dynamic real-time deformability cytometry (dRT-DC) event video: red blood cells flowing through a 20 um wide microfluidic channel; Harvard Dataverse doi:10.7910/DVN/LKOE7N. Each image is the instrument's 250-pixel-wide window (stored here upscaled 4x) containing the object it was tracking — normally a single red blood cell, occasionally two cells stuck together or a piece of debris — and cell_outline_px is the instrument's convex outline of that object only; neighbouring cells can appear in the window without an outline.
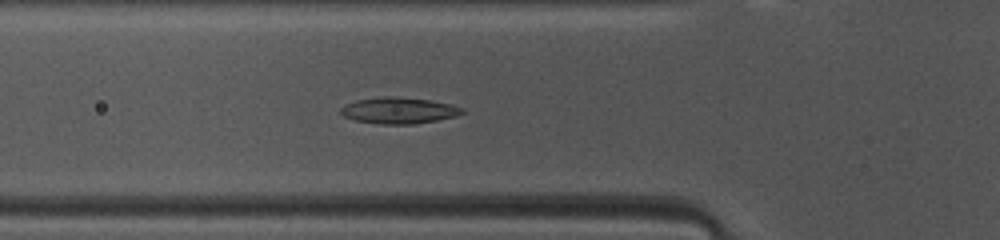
{"species": "common noctule bat (a hibernating species)", "species_latin": "Nyctalus noctula", "temperature_condition": "warm", "stored_images_in_passage": 40, "camera_frame_rate_fps": 3000, "um_per_image_px": 0.085, "animal": {"sex": "female", "body_mass_g": 10.0, "forearm_length_mm": 53.1}, "frame": {"image": 1, "passage_image": 8, "time_ms": 2.333, "image_size_px": [1000, 240], "cell_outline_px": [[464, 112], [456, 116], [416, 124], [380, 124], [356, 120], [344, 116], [340, 112], [340, 108], [344, 104], [356, 100], [380, 96], [388, 96], [432, 100], [452, 104], [464, 108]], "centroid_in_image_um": [33.9, 9.38], "position_along_channel_um": 91.9, "area_um2": 18.67}}
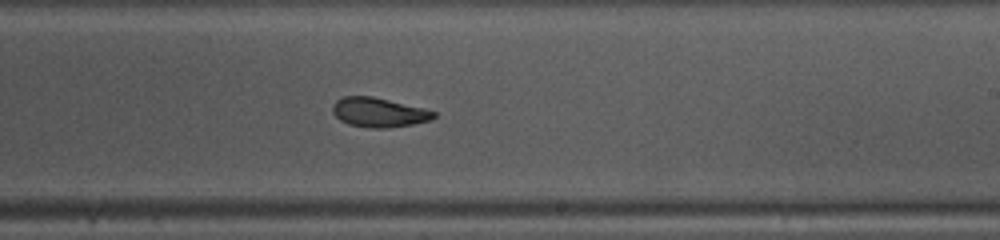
{"frame": {"image": 2, "passage_image": 20, "time_ms": 6.333, "image_size_px": [1000, 240], "cell_outline_px": [[436, 116], [432, 120], [412, 124], [388, 128], [372, 128], [348, 124], [340, 120], [332, 112], [332, 104], [336, 100], [344, 96], [372, 96], [424, 108], [436, 112]], "centroid_in_image_um": [32.19, 9.55], "position_along_channel_um": 256.8, "area_um2": 17.4}}
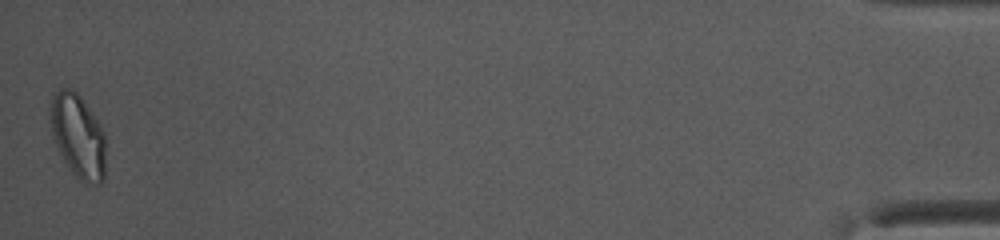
{"frame": {"image": 3, "passage_image": 40, "time_ms": 13.0, "image_size_px": [1000, 240], "cell_outline_px": [[104, 180], [100, 184], [88, 184], [80, 180], [68, 168], [56, 144], [52, 132], [52, 96], [60, 88], [72, 88], [80, 96], [104, 132]], "centroid_in_image_um": [6.65, 11.6], "position_along_channel_um": 428.6, "area_um2": 26.3}, "authors_computed_cell_mechanics": {"area_um2": 18.4093, "velocity_mm_per_s": 4.107, "shape_relaxation_time_tau1_ms": 3.2285, "shape_relaxation_time_tau2_ms": 1.8245, "deformation_change_tau1": 0.1372, "deformation_change_tau2": 0.0814}}